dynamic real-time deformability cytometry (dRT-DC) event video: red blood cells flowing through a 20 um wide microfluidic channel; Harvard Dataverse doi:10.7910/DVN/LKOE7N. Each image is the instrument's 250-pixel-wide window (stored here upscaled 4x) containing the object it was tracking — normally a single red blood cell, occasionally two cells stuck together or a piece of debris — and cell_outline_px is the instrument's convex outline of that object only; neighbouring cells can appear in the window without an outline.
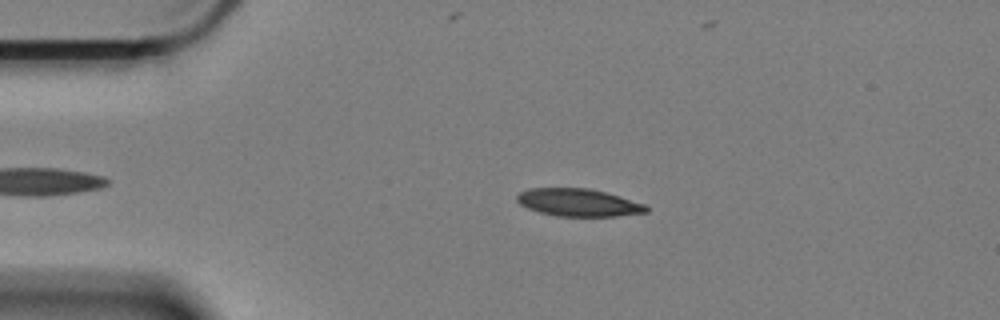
{"species": "Egyptian fruit bat (a non-hibernating species)", "species_latin": "Rousettus aegyptiacus", "temperature_condition": "cold", "stored_images_in_passage": 49, "camera_frame_rate_fps": 3000, "um_per_image_px": 0.085, "animal": {"sex": "female"}, "frame": {"image": 1, "passage_image": 8, "time_ms": 2.333, "image_size_px": [1000, 320], "cell_outline_px": [[648, 212], [616, 216], [556, 216], [540, 212], [528, 208], [520, 204], [516, 200], [516, 196], [520, 192], [528, 188], [588, 188], [620, 196], [644, 204], [648, 208]], "centroid_in_image_um": [49.14, 17.21], "position_along_channel_um": 35.9, "area_um2": 20.69}}
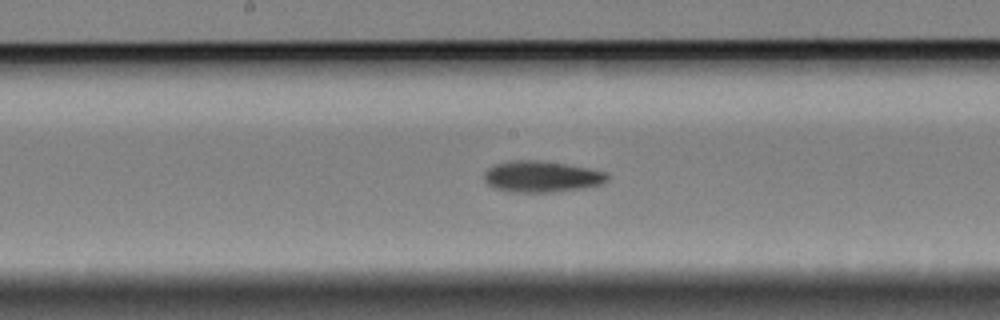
{"frame": {"image": 2, "passage_image": 26, "time_ms": 8.333, "image_size_px": [1000, 320], "cell_outline_px": [[608, 180], [600, 184], [584, 188], [552, 192], [520, 192], [492, 188], [484, 180], [484, 172], [492, 164], [512, 160], [536, 160], [564, 164], [588, 168], [608, 172]], "centroid_in_image_um": [46.01, 15.0], "position_along_channel_um": 202.2, "area_um2": 22.43}}
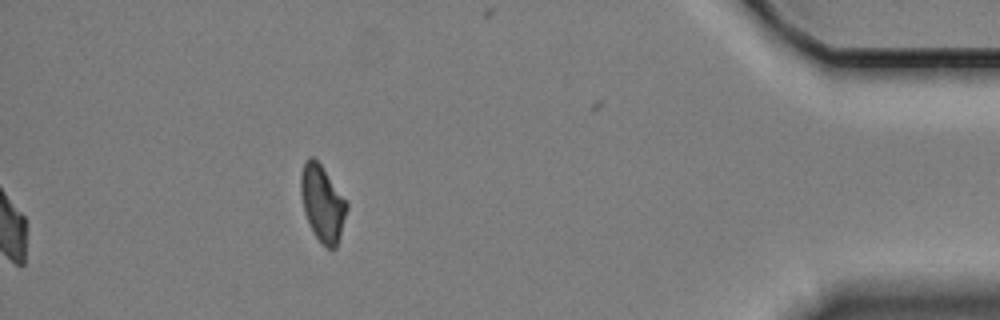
{"frame": {"image": 3, "passage_image": 49, "time_ms": 16.0, "image_size_px": [1000, 320], "cell_outline_px": [[348, 208], [340, 236], [336, 248], [332, 252], [316, 236], [304, 212], [300, 192], [300, 176], [304, 160], [308, 156], [312, 156], [320, 164], [348, 204]], "centroid_in_image_um": [27.39, 17.27], "position_along_channel_um": 407.8, "area_um2": 20.11}, "authors_computed_cell_mechanics": {"area_um2": 21.2704, "velocity_mm_per_s": 3.3451, "shape_relaxation_time_tau1_ms": 4.0061, "shape_relaxation_time_tau2_ms": null, "deformation_change_tau1": 0.1343, "deformation_change_tau2": null}}